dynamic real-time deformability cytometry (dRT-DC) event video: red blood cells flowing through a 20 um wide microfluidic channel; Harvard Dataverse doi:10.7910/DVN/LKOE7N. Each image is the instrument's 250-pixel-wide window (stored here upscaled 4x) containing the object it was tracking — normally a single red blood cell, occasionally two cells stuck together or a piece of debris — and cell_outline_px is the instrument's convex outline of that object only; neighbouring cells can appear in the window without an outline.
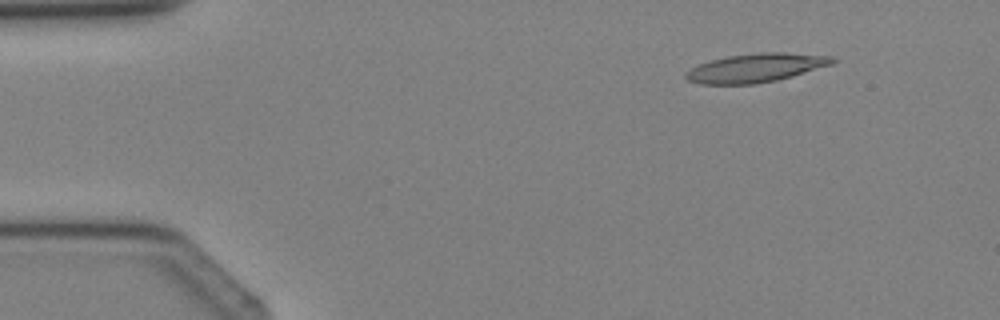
{"species": "Egyptian fruit bat (a non-hibernating species)", "species_latin": "Rousettus aegyptiacus", "temperature_condition": "cold", "stored_images_in_passage": 4, "camera_frame_rate_fps": 3000, "um_per_image_px": 0.085, "animal": {"sex": "female"}, "frame": {"image": 1, "passage_image": 4, "time_ms": 3.667, "image_size_px": [1000, 320], "cell_outline_px": [[836, 60], [832, 64], [792, 76], [776, 80], [756, 84], [700, 84], [688, 80], [684, 76], [684, 72], [700, 64], [712, 60], [728, 56], [760, 52], [784, 52], [836, 56]], "centroid_in_image_um": [64.27, 5.76], "position_along_channel_um": 20.7, "area_um2": 24.51}}